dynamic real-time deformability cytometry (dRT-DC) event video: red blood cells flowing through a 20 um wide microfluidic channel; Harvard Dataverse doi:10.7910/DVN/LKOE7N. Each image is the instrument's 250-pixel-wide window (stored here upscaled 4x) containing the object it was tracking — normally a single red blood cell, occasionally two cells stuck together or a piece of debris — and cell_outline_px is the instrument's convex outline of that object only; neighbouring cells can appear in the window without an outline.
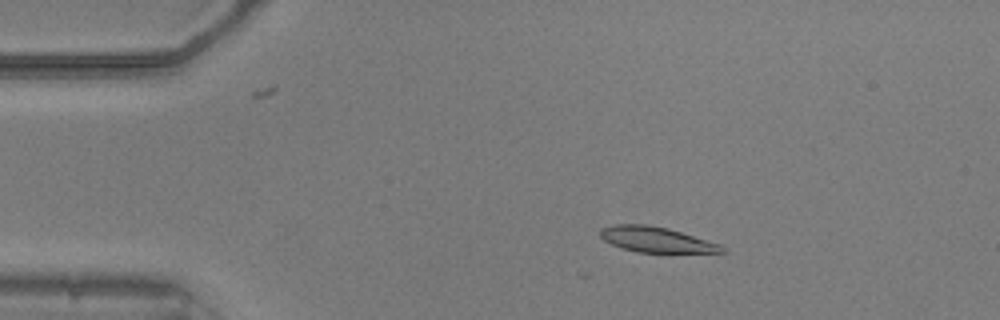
{"species": "common noctule bat (a hibernating species)", "species_latin": "Nyctalus noctula", "temperature_condition": "warm", "stored_images_in_passage": 12, "camera_frame_rate_fps": 3000, "um_per_image_px": 0.085, "animal": {"sex": "male", "body_mass_g": 20.5, "forearm_length_mm": 52.5}, "frame": {"image": 1, "passage_image": 10, "time_ms": 3.0, "image_size_px": [1000, 320], "cell_outline_px": [[728, 252], [636, 252], [620, 248], [604, 240], [600, 236], [600, 228], [612, 224], [644, 224], [668, 228], [720, 244]], "centroid_in_image_um": [55.73, 20.36], "position_along_channel_um": 29.3, "area_um2": 17.92}}